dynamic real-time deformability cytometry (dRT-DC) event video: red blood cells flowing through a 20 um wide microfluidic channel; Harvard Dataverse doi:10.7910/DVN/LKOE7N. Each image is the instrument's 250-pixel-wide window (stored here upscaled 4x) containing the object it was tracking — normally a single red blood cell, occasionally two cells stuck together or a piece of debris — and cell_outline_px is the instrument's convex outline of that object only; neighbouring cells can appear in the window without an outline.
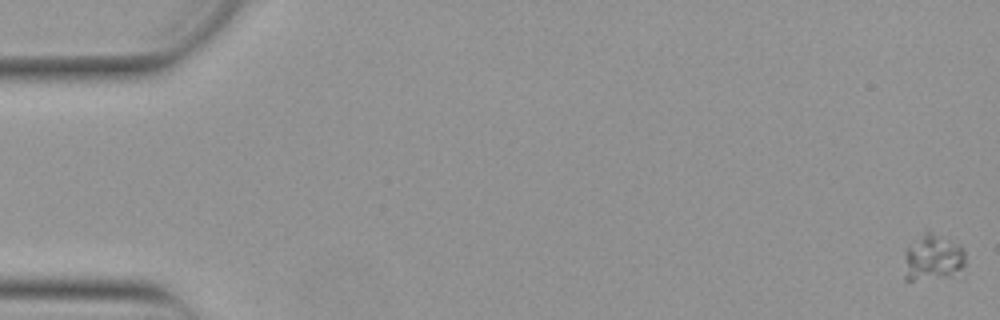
{"species": "Egyptian fruit bat (a non-hibernating species)", "species_latin": "Rousettus aegyptiacus", "temperature_condition": "warm", "stored_images_in_passage": 54, "camera_frame_rate_fps": 3000, "um_per_image_px": 0.085, "animal": {"sex": "female"}, "frame": {"image": 1, "passage_image": 1, "time_ms": 0.0, "image_size_px": [1000, 320], "cell_outline_px": [[964, 280], [904, 280], [904, 252], [928, 228], [960, 244], [964, 248]], "centroid_in_image_um": [79.4, 21.99], "position_along_channel_um": 5.6, "area_um2": 18.09}}
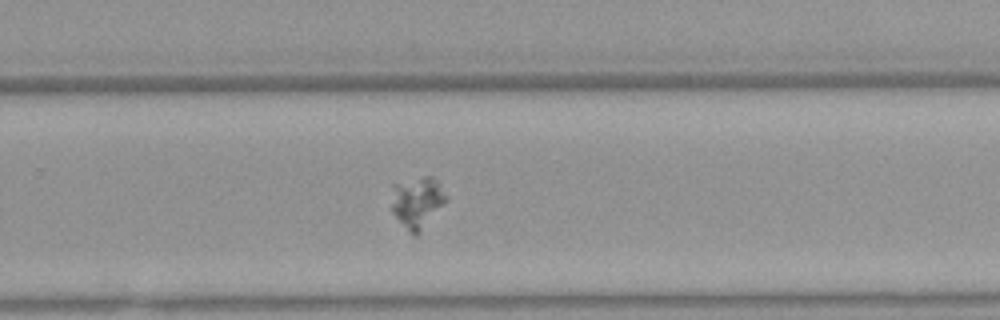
{"frame": {"image": 2, "passage_image": 36, "time_ms": 11.667, "image_size_px": [1000, 320], "cell_outline_px": [[448, 200], [420, 232], [416, 236], [412, 236], [408, 232], [392, 212], [392, 184], [424, 176], [432, 176], [440, 184], [448, 196]], "centroid_in_image_um": [35.48, 17.2], "position_along_channel_um": 294.3, "area_um2": 16.53}}
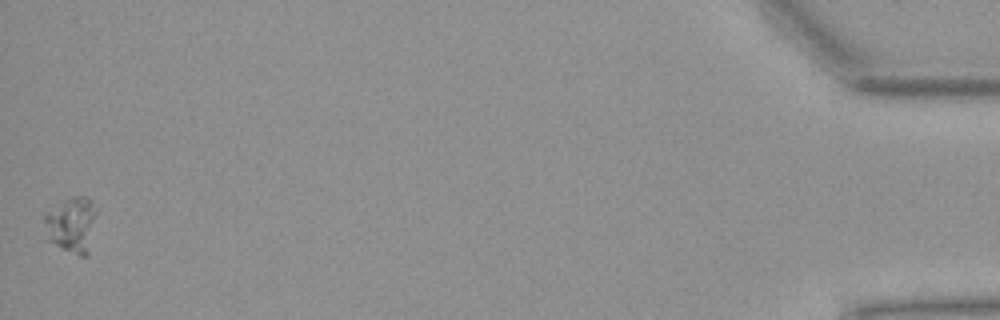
{"frame": {"image": 3, "passage_image": 54, "time_ms": 17.667, "image_size_px": [1000, 320], "cell_outline_px": [[96, 212], [88, 256], [80, 256], [60, 248], [48, 240], [44, 220], [44, 216], [48, 212], [64, 200], [72, 196], [88, 196]], "centroid_in_image_um": [6.09, 19.12], "position_along_channel_um": 429.1, "area_um2": 16.65}}